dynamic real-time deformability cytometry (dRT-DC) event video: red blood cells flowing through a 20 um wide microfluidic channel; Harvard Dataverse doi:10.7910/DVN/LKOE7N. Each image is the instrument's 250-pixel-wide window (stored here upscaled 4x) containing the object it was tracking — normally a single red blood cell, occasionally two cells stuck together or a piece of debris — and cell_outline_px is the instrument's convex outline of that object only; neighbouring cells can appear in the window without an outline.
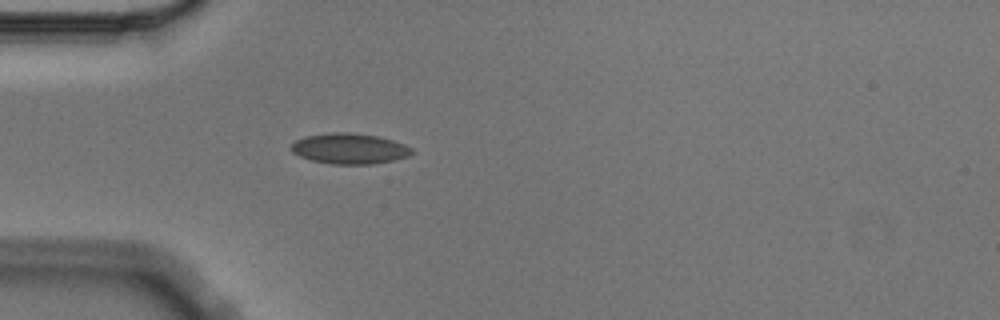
{"species": "Egyptian fruit bat (a non-hibernating species)", "species_latin": "Rousettus aegyptiacus", "temperature_condition": "cold", "stored_images_in_passage": 2, "camera_frame_rate_fps": 3000, "um_per_image_px": 0.085, "animal": {"sex": "male"}, "frame": {"image": 1, "passage_image": 2, "time_ms": 0.333, "image_size_px": [1000, 320], "cell_outline_px": [[416, 152], [408, 156], [392, 160], [372, 164], [332, 164], [312, 160], [300, 156], [292, 152], [288, 148], [296, 140], [304, 136], [332, 132], [348, 132], [380, 136], [404, 144], [412, 148]], "centroid_in_image_um": [29.7, 12.62], "position_along_channel_um": 55.3, "area_um2": 21.62}}